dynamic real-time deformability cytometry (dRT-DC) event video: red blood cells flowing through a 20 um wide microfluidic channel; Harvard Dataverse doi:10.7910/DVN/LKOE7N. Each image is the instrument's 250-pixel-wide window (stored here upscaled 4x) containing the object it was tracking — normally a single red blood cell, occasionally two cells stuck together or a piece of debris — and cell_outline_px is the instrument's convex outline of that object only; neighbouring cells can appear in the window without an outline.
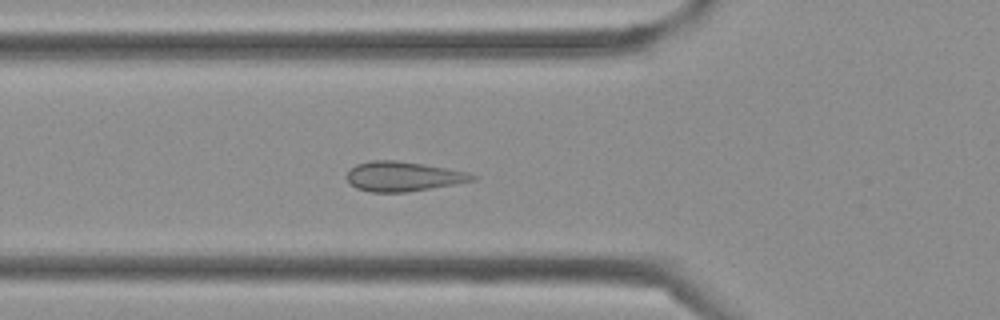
{"species": "Egyptian fruit bat (a non-hibernating species)", "species_latin": "Rousettus aegyptiacus", "temperature_condition": "cold", "stored_images_in_passage": 40, "camera_frame_rate_fps": 3000, "um_per_image_px": 0.085, "frame": {"image": 1, "passage_image": 13, "time_ms": 4.0, "image_size_px": [1000, 320], "cell_outline_px": [[480, 176], [476, 180], [408, 192], [372, 192], [356, 188], [348, 184], [344, 176], [356, 164], [372, 160], [396, 160], [424, 164], [448, 168], [468, 172]], "centroid_in_image_um": [34.26, 14.99], "position_along_channel_um": 91.5, "area_um2": 21.96}}
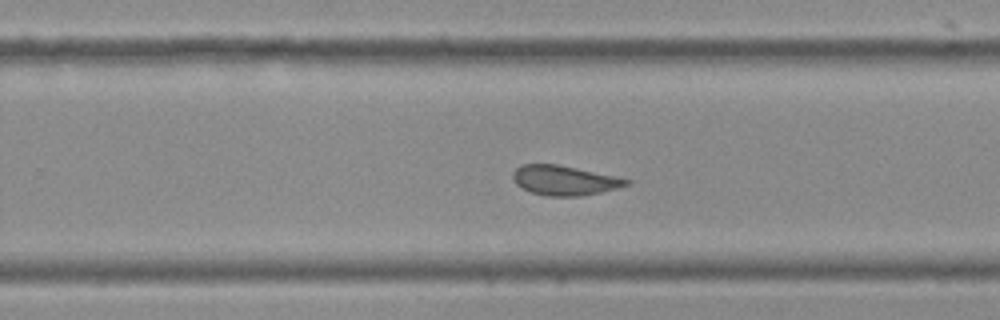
{"frame": {"image": 2, "passage_image": 25, "time_ms": 8.0, "image_size_px": [1000, 320], "cell_outline_px": [[632, 184], [600, 192], [580, 196], [548, 196], [532, 192], [516, 184], [512, 176], [512, 172], [520, 164], [556, 164], [616, 176], [632, 180]], "centroid_in_image_um": [47.99, 15.32], "position_along_channel_um": 281.8, "area_um2": 19.54}}
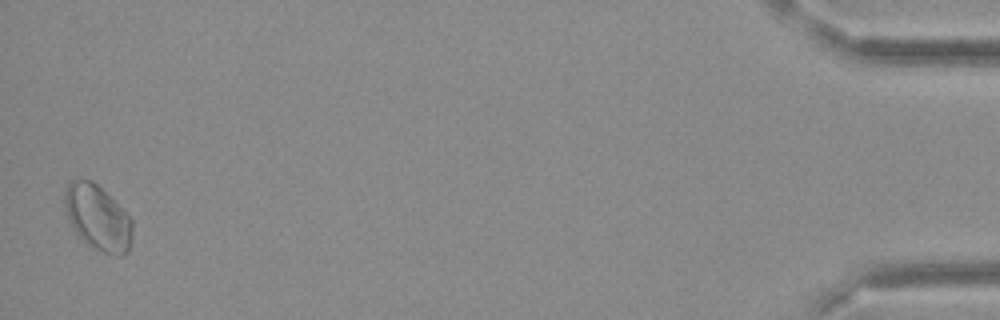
{"frame": {"image": 3, "passage_image": 40, "time_ms": 13.0, "image_size_px": [1000, 320], "cell_outline_px": [[132, 236], [128, 252], [120, 256], [104, 252], [88, 244], [76, 232], [68, 216], [64, 204], [64, 192], [68, 180], [92, 180], [132, 220]], "centroid_in_image_um": [8.29, 18.49], "position_along_channel_um": 426.9, "area_um2": 25.03}}